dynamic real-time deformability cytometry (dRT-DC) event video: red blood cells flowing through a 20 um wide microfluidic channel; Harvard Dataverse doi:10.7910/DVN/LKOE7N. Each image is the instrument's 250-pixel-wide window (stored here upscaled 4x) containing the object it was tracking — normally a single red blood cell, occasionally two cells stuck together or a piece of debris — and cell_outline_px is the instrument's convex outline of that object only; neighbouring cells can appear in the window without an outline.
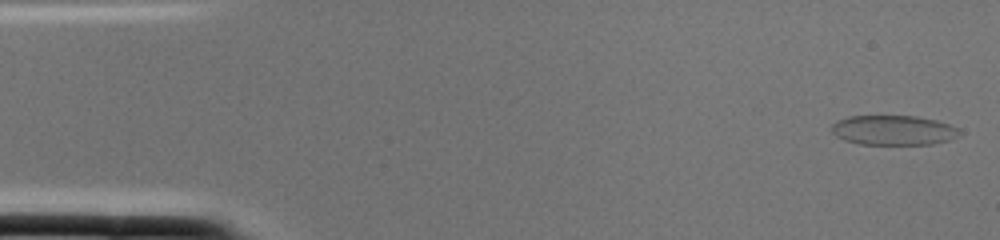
{"species": "common noctule bat (a hibernating species)", "species_latin": "Nyctalus noctula", "temperature_condition": "cold", "stored_images_in_passage": 2, "camera_frame_rate_fps": 3000, "um_per_image_px": 0.085, "animal": {"sex": "female", "body_mass_g": 22.0, "forearm_length_mm": 56.7}, "frame": {"image": 1, "passage_image": 1, "time_ms": 0.0, "image_size_px": [1000, 240], "cell_outline_px": [[960, 136], [948, 140], [932, 144], [860, 144], [844, 140], [836, 136], [832, 132], [832, 124], [836, 120], [848, 116], [916, 116], [936, 120], [948, 124], [956, 128], [960, 132]], "centroid_in_image_um": [75.91, 11.06], "position_along_channel_um": 9.1, "area_um2": 22.14}}
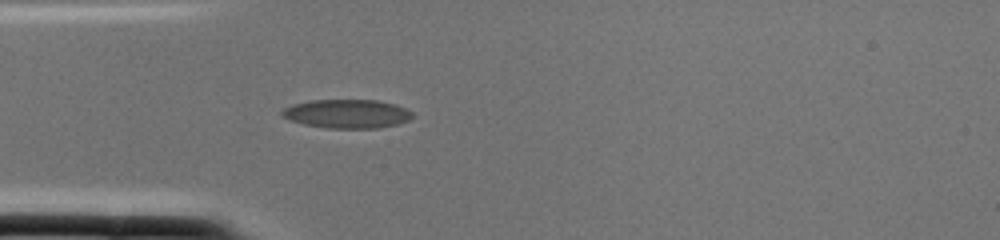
{"frame": {"image": 2, "passage_image": 2, "time_ms": 0.333, "image_size_px": [1000, 240], "cell_outline_px": [[412, 116], [408, 120], [396, 124], [376, 128], [328, 128], [304, 124], [288, 120], [280, 116], [280, 112], [284, 108], [292, 104], [308, 100], [380, 100], [396, 104], [412, 112]], "centroid_in_image_um": [29.44, 9.66], "position_along_channel_um": 55.6, "area_um2": 21.96}}